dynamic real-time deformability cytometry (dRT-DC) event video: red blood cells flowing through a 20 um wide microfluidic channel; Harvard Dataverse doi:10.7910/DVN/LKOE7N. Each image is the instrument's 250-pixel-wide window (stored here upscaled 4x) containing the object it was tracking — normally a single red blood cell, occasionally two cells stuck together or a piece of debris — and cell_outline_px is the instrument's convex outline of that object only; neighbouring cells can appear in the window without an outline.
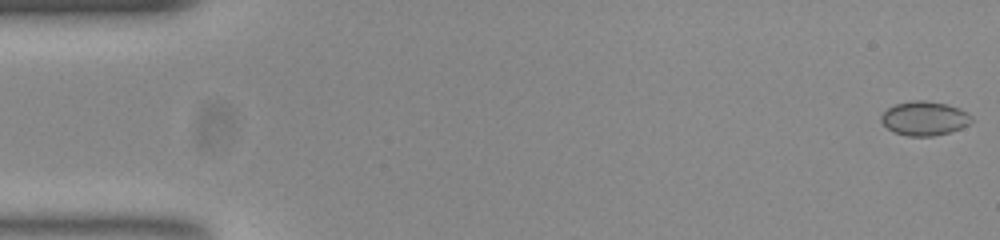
{"species": "common noctule bat (a hibernating species)", "species_latin": "Nyctalus noctula", "temperature_condition": "room temperature", "stored_images_in_passage": 8, "camera_frame_rate_fps": 3000, "um_per_image_px": 0.085, "animal": {"sex": "female", "body_mass_g": 23.0, "forearm_length_mm": 53.4}, "frame": {"image": 1, "passage_image": 1, "time_ms": 0.0, "image_size_px": [1000, 240], "cell_outline_px": [[972, 120], [968, 124], [960, 128], [948, 132], [932, 136], [908, 136], [892, 132], [880, 120], [880, 116], [888, 108], [896, 104], [912, 100], [928, 100], [948, 104], [960, 108], [968, 112], [972, 116]], "centroid_in_image_um": [78.58, 10.05], "position_along_channel_um": 6.4, "area_um2": 18.03}}